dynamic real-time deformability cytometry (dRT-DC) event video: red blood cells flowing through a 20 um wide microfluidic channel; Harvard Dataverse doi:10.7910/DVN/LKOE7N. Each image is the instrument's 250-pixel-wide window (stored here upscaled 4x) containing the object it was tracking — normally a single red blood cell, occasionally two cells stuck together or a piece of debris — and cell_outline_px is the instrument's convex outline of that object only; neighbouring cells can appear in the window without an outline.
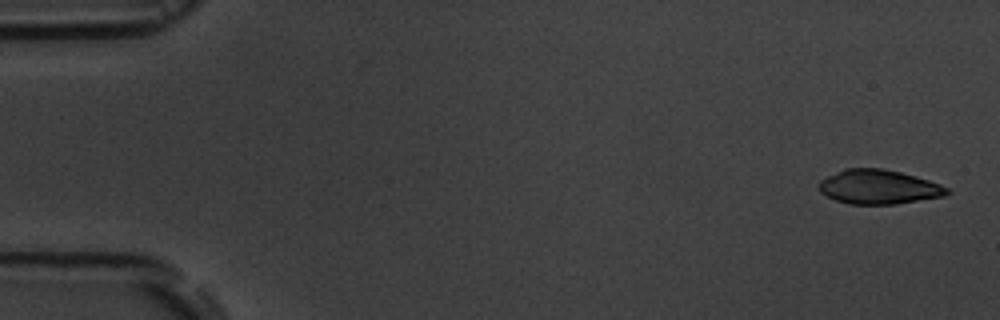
{"species": "common noctule bat (a hibernating species)", "species_latin": "Nyctalus noctula", "temperature_condition": "room temperature", "stored_images_in_passage": 5, "camera_frame_rate_fps": 3000, "um_per_image_px": 0.085, "animal": {"sex": "male", "body_mass_g": 19.5, "forearm_length_mm": 54.6}, "frame": {"image": 1, "passage_image": 1, "time_ms": 0.0, "image_size_px": [1000, 320], "cell_outline_px": [[952, 192], [944, 196], [896, 204], [848, 204], [836, 200], [820, 192], [820, 180], [844, 168], [880, 168], [900, 172], [916, 176], [940, 184], [948, 188]], "centroid_in_image_um": [74.71, 15.89], "position_along_channel_um": 10.3, "area_um2": 25.49}}
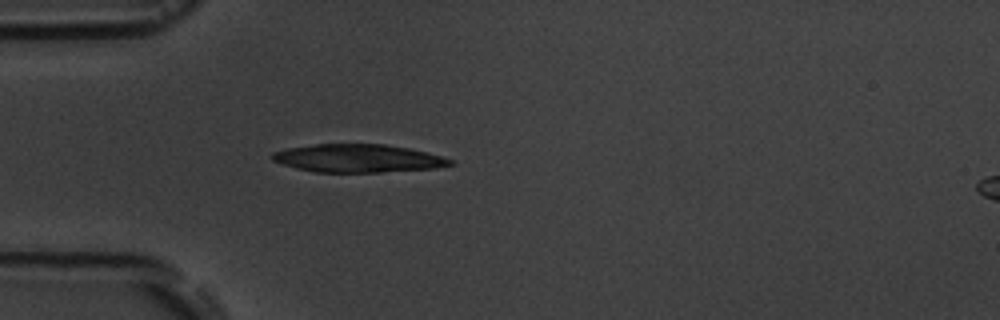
{"frame": {"image": 2, "passage_image": 5, "time_ms": 4.667, "image_size_px": [1000, 320], "cell_outline_px": [[456, 164], [436, 168], [380, 172], [316, 172], [296, 168], [272, 160], [268, 156], [272, 152], [288, 148], [316, 144], [384, 144], [408, 148], [440, 156], [452, 160]], "centroid_in_image_um": [30.4, 13.46], "position_along_channel_um": 54.6, "area_um2": 28.96}}